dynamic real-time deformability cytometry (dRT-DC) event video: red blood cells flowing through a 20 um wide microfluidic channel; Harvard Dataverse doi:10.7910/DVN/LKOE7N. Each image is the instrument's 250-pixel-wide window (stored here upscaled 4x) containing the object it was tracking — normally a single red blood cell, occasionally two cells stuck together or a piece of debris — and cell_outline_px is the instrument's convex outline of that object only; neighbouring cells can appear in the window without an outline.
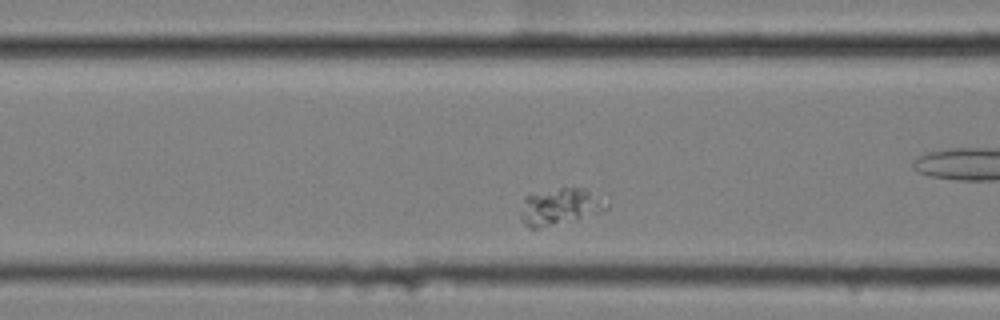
{"species": "common noctule bat (a hibernating species)", "species_latin": "Nyctalus noctula", "temperature_condition": "cold", "stored_images_in_passage": 43, "camera_frame_rate_fps": 3000, "um_per_image_px": 0.085, "animal": {"sex": "female", "body_mass_g": 25.1}, "frame": {"image": 1, "passage_image": 16, "time_ms": 5.0, "image_size_px": [1000, 320], "cell_outline_px": [[608, 208], [600, 212], [536, 228], [532, 228], [524, 224], [520, 216], [524, 196], [560, 188], [584, 188], [608, 204]], "centroid_in_image_um": [47.55, 17.54], "position_along_channel_um": 119.1, "area_um2": 17.4}}
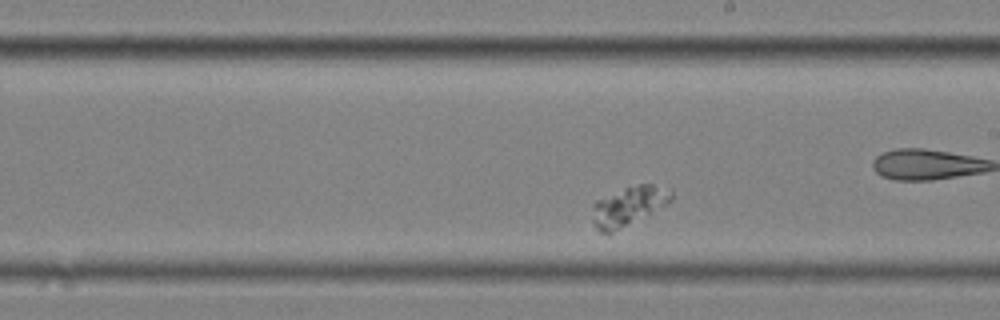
{"frame": {"image": 2, "passage_image": 27, "time_ms": 8.667, "image_size_px": [1000, 320], "cell_outline_px": [[672, 200], [668, 204], [612, 232], [600, 232], [596, 228], [592, 220], [592, 204], [596, 200], [628, 188], [640, 184], [652, 184], [672, 192]], "centroid_in_image_um": [53.4, 17.53], "position_along_channel_um": 235.6, "area_um2": 17.34}}
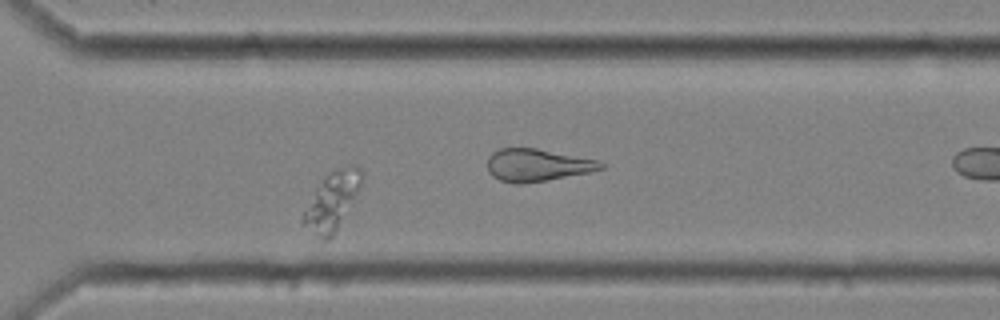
{"frame": {"image": 3, "passage_image": 37, "time_ms": 12.0, "image_size_px": [1000, 320], "cell_outline_px": [[364, 180], [360, 188], [332, 236], [328, 240], [324, 240], [300, 224], [300, 216], [316, 188], [324, 176], [336, 168], [360, 168], [364, 172]], "centroid_in_image_um": [28.18, 17.1], "position_along_channel_um": 342.4, "area_um2": 19.42}}